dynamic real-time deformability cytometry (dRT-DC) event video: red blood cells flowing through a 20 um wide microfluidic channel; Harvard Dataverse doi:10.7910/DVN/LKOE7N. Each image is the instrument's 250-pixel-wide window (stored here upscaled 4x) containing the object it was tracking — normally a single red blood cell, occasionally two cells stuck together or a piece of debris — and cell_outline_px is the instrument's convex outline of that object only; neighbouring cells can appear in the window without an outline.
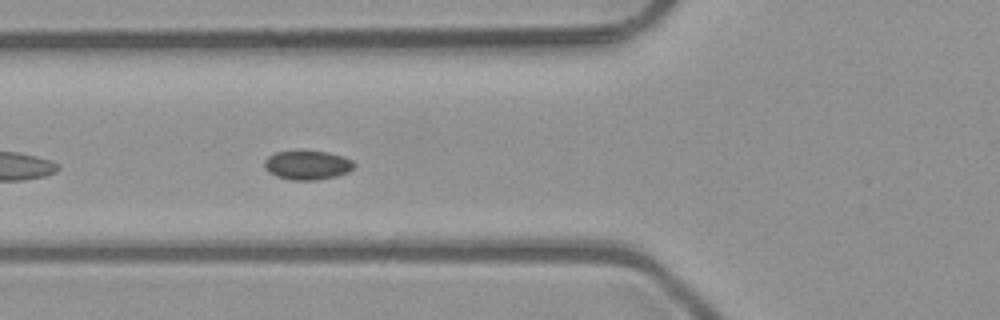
{"species": "common noctule bat (a hibernating species)", "species_latin": "Nyctalus noctula", "temperature_condition": "room temperature", "stored_images_in_passage": 4, "camera_frame_rate_fps": 3000, "um_per_image_px": 0.085, "animal": {"sex": "male", "body_mass_g": 23.1, "forearm_length_mm": 52.7}, "frame": {"image": 1, "passage_image": 4, "time_ms": 1.0, "image_size_px": [1000, 320], "cell_outline_px": [[356, 164], [348, 172], [336, 176], [316, 180], [292, 180], [276, 176], [268, 172], [264, 168], [264, 160], [268, 156], [276, 152], [328, 152], [344, 156], [352, 160]], "centroid_in_image_um": [26.13, 14.05], "position_along_channel_um": 99.7, "area_um2": 15.09}}